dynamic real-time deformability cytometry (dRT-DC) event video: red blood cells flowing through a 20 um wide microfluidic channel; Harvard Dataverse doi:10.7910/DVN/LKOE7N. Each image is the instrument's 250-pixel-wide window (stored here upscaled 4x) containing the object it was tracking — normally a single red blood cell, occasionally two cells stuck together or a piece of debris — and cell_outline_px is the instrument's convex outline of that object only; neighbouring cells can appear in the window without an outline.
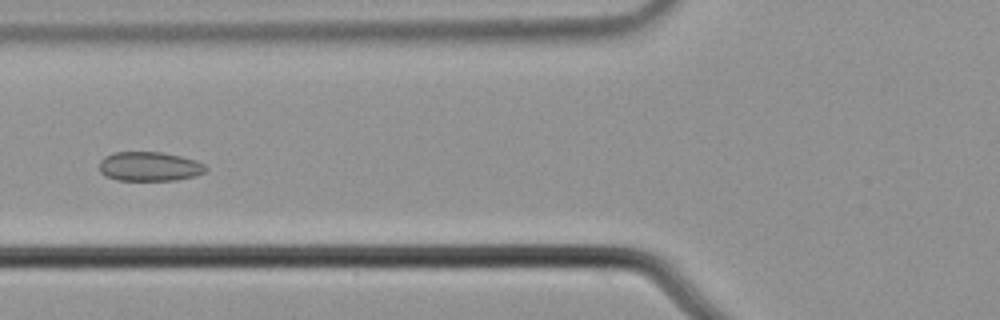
{"species": "common noctule bat (a hibernating species)", "species_latin": "Nyctalus noctula", "temperature_condition": "cold", "stored_images_in_passage": 6, "camera_frame_rate_fps": 3000, "um_per_image_px": 0.085, "animal": {"sex": "male", "body_mass_g": 21.5, "forearm_length_mm": 52.0}, "frame": {"image": 1, "passage_image": 5, "time_ms": 1.333, "image_size_px": [1000, 320], "cell_outline_px": [[208, 168], [204, 172], [196, 176], [176, 180], [116, 180], [104, 176], [100, 172], [100, 160], [104, 156], [116, 152], [160, 152], [180, 156], [196, 160], [204, 164]], "centroid_in_image_um": [12.69, 14.15], "position_along_channel_um": 113.1, "area_um2": 18.26}}
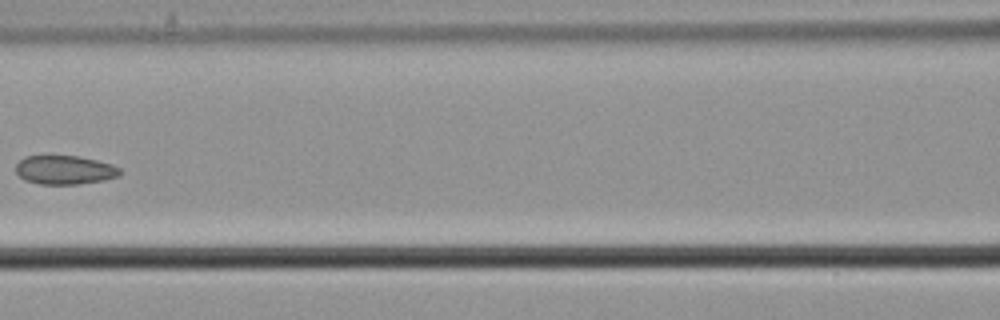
{"frame": {"image": 2, "passage_image": 6, "time_ms": 1.667, "image_size_px": [1000, 320], "cell_outline_px": [[124, 172], [120, 176], [104, 180], [80, 184], [40, 184], [24, 180], [16, 172], [16, 164], [24, 156], [76, 156], [96, 160], [112, 164], [120, 168]], "centroid_in_image_um": [5.53, 14.45], "position_along_channel_um": 161.1, "area_um2": 17.63}}